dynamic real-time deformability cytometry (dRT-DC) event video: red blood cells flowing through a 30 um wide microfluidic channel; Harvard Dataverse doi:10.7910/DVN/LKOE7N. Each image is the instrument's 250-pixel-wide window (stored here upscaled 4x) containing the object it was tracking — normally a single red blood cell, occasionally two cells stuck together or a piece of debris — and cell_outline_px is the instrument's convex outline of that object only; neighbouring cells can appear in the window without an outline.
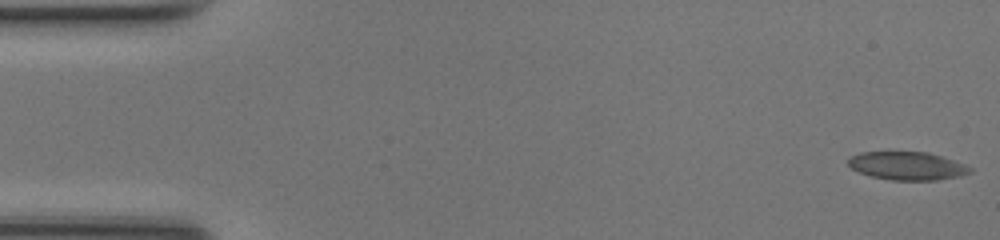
{"species": "common noctule bat (a hibernating species)", "species_latin": "Nyctalus noctula", "temperature_condition": "room temperature", "stored_images_in_passage": 10, "camera_frame_rate_fps": 3000, "um_per_image_px": 0.085, "animal": {"sex": "female", "body_mass_g": 17.0, "forearm_length_mm": 48.0}, "frame": {"image": 1, "passage_image": 1, "time_ms": 0.0, "image_size_px": [1000, 240], "cell_outline_px": [[972, 172], [960, 176], [936, 180], [892, 180], [872, 176], [860, 172], [852, 168], [848, 164], [848, 160], [852, 156], [860, 152], [928, 152], [964, 164], [972, 168]], "centroid_in_image_um": [77.13, 14.1], "position_along_channel_um": 7.9, "area_um2": 19.77}}